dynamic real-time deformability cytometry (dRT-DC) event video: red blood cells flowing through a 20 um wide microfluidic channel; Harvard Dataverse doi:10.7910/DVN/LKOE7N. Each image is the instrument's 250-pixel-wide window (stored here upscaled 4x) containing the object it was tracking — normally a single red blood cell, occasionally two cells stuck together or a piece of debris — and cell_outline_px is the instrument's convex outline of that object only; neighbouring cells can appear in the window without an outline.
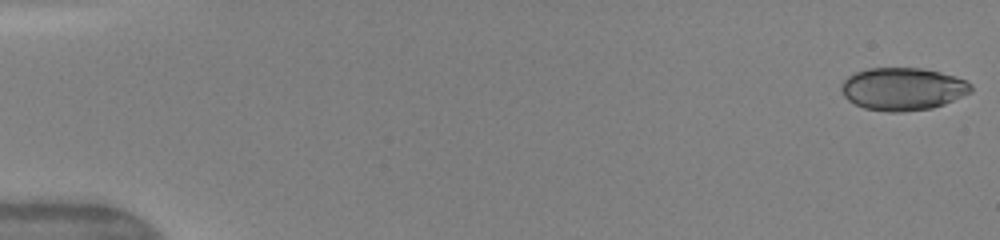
{"species": "human", "species_latin": "Homo sapiens", "temperature_condition": "warm", "stored_images_in_passage": 48, "camera_frame_rate_fps": 3000, "um_per_image_px": 0.085, "donor": {"sex": "female"}, "frame": {"image": 1, "passage_image": 1, "time_ms": 0.0, "image_size_px": [1000, 240], "cell_outline_px": [[972, 92], [944, 104], [932, 108], [900, 112], [888, 112], [864, 108], [848, 100], [844, 96], [840, 88], [840, 84], [848, 76], [856, 72], [868, 68], [920, 68], [940, 72], [968, 80], [972, 84]], "centroid_in_image_um": [76.74, 7.56], "position_along_channel_um": 8.3, "area_um2": 32.37}}
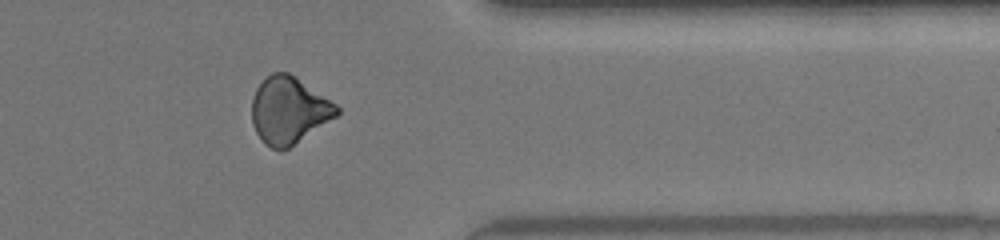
{"frame": {"image": 2, "passage_image": 40, "time_ms": 13.0, "image_size_px": [1000, 240], "cell_outline_px": [[340, 112], [336, 116], [288, 148], [280, 152], [264, 144], [260, 140], [252, 124], [252, 100], [256, 88], [272, 72], [288, 72], [336, 104], [340, 108]], "centroid_in_image_um": [24.52, 9.4], "position_along_channel_um": 386.9, "area_um2": 32.71}}
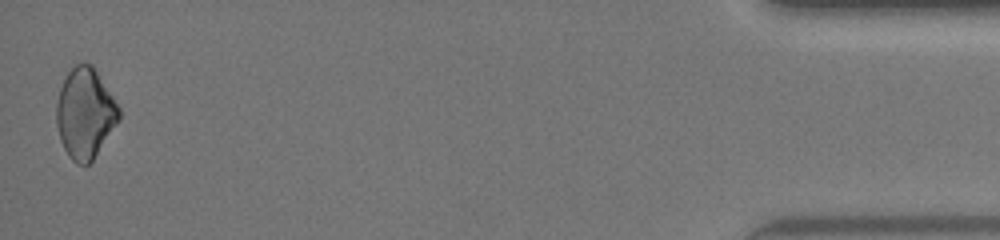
{"frame": {"image": 3, "passage_image": 48, "time_ms": 15.667, "image_size_px": [1000, 240], "cell_outline_px": [[120, 120], [92, 160], [88, 164], [76, 164], [68, 156], [60, 140], [56, 124], [56, 104], [60, 88], [68, 72], [76, 64], [92, 64], [120, 108]], "centroid_in_image_um": [7.23, 9.65], "position_along_channel_um": 428.0, "area_um2": 32.71}, "authors_computed_cell_mechanics": {"area_um2": 33.235, "velocity_mm_per_s": 4.2103, "shape_relaxation_time_tau1_ms": 7.6026, "shape_relaxation_time_tau2_ms": 2.2909, "deformation_change_tau1": 0.1316, "deformation_change_tau2": 0.0649}}